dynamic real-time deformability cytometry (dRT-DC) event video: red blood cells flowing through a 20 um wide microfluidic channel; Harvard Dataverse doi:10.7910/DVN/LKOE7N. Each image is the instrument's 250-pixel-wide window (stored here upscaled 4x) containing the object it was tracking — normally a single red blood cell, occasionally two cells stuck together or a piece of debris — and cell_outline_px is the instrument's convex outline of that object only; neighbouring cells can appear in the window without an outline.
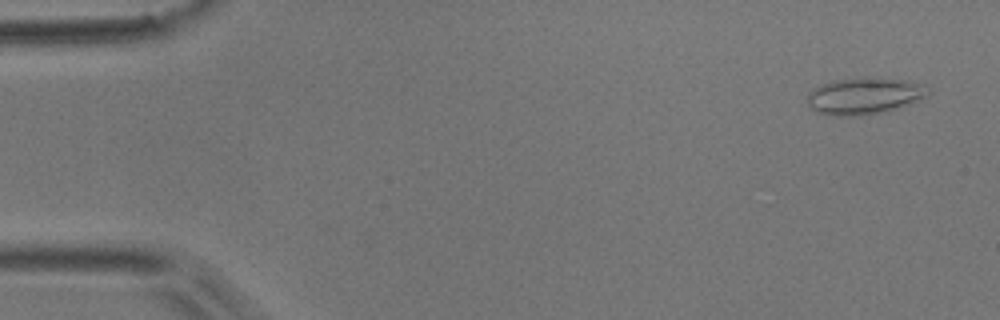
{"species": "common noctule bat (a hibernating species)", "species_latin": "Nyctalus noctula", "temperature_condition": "room temperature", "stored_images_in_passage": 6, "camera_frame_rate_fps": 3000, "um_per_image_px": 0.085, "animal": {"sex": "male", "body_mass_g": 17.9}, "frame": {"image": 1, "passage_image": 3, "time_ms": 0.667, "image_size_px": [1000, 320], "cell_outline_px": [[928, 96], [888, 112], [860, 116], [836, 116], [816, 112], [808, 104], [808, 92], [812, 88], [820, 84], [832, 80], [864, 76], [880, 76], [904, 80], [920, 84], [928, 92]], "centroid_in_image_um": [73.42, 8.14], "position_along_channel_um": 11.6, "area_um2": 26.36}}